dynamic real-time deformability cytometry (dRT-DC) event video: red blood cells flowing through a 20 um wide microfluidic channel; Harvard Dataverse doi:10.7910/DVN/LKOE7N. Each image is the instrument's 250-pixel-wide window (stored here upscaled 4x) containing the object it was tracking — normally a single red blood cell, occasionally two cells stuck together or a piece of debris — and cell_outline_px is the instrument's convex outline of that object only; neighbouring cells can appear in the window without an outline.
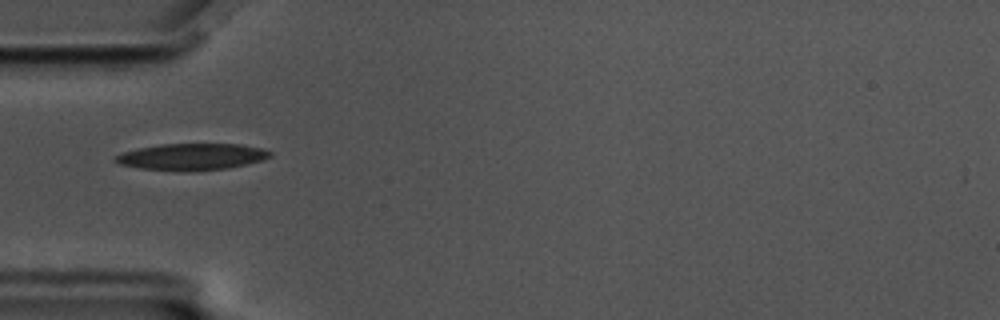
{"species": "common noctule bat (a hibernating species)", "species_latin": "Nyctalus noctula", "temperature_condition": "cold", "stored_images_in_passage": 36, "camera_frame_rate_fps": 3000, "um_per_image_px": 0.085, "animal": {"sex": "male", "body_mass_g": 17.5, "forearm_length_mm": 52.3}, "frame": {"image": 1, "passage_image": 1, "time_ms": 0.0, "image_size_px": [1000, 320], "cell_outline_px": [[272, 156], [260, 160], [228, 168], [188, 172], [184, 172], [140, 168], [120, 164], [112, 160], [112, 156], [136, 148], [160, 144], [240, 144], [260, 148], [272, 152]], "centroid_in_image_um": [16.23, 13.33], "position_along_channel_um": 68.8, "area_um2": 24.1}}
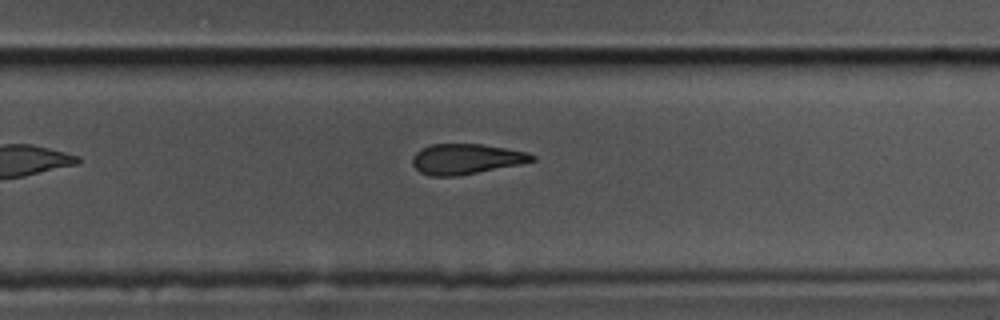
{"frame": {"image": 2, "passage_image": 20, "time_ms": 6.333, "image_size_px": [1000, 320], "cell_outline_px": [[536, 160], [520, 164], [456, 176], [428, 176], [420, 172], [412, 164], [412, 156], [420, 148], [432, 144], [480, 144], [528, 152], [536, 156]], "centroid_in_image_um": [39.59, 13.51], "position_along_channel_um": 290.2, "area_um2": 21.1}}
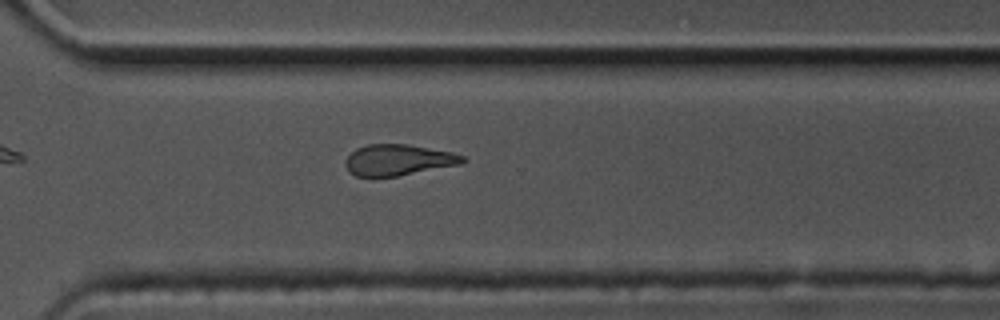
{"frame": {"image": 3, "passage_image": 24, "time_ms": 7.667, "image_size_px": [1000, 320], "cell_outline_px": [[468, 160], [460, 164], [396, 176], [356, 176], [348, 172], [344, 164], [344, 160], [356, 148], [368, 144], [408, 144], [452, 152], [464, 156]], "centroid_in_image_um": [33.83, 13.59], "position_along_channel_um": 336.8, "area_um2": 21.15}, "authors_computed_cell_mechanics": {"area_um2": 23.0333, "velocity_mm_per_s": 3.5003, "shape_relaxation_time_tau1_ms": null, "shape_relaxation_time_tau2_ms": 7.8151, "deformation_change_tau1": null, "deformation_change_tau2": 0.1901}}